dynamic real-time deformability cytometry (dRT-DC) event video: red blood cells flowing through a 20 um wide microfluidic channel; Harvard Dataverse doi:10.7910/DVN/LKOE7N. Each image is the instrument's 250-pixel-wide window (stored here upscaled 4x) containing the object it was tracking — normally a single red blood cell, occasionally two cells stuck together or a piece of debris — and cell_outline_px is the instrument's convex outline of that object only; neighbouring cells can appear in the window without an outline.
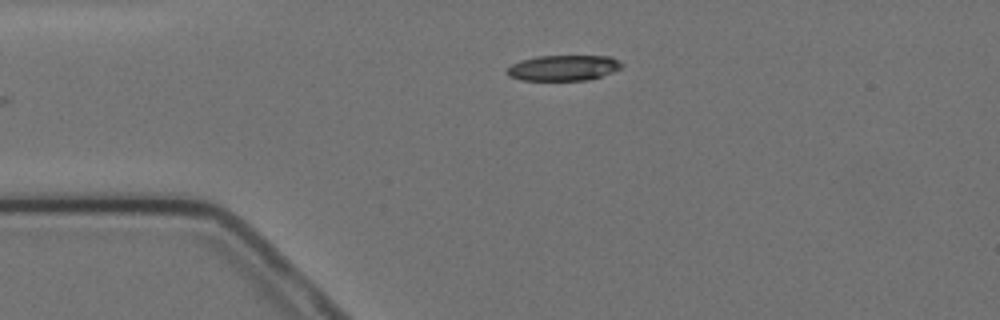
{"species": "Egyptian fruit bat (a non-hibernating species)", "species_latin": "Rousettus aegyptiacus", "temperature_condition": "cold", "stored_images_in_passage": 2, "camera_frame_rate_fps": 3000, "um_per_image_px": 0.085, "animal": {"sex": "female"}, "frame": {"image": 1, "passage_image": 1, "time_ms": 0.0, "image_size_px": [1000, 320], "cell_outline_px": [[624, 64], [620, 68], [612, 72], [588, 80], [520, 80], [508, 76], [504, 72], [512, 64], [520, 60], [540, 56], [612, 56]], "centroid_in_image_um": [47.87, 5.77], "position_along_channel_um": 37.1, "area_um2": 17.11}}